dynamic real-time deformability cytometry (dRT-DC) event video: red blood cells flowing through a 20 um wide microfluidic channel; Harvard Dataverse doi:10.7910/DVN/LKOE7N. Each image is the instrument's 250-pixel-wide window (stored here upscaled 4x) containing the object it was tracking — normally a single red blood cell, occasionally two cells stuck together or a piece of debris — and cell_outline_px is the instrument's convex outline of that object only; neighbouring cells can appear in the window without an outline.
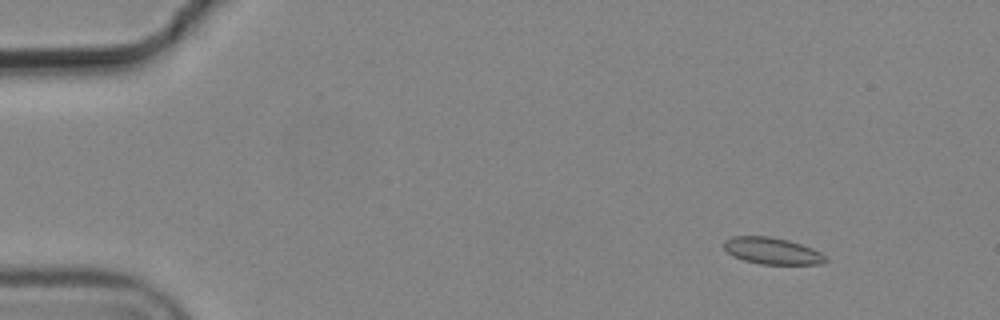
{"species": "common noctule bat (a hibernating species)", "species_latin": "Nyctalus noctula", "temperature_condition": "cold", "stored_images_in_passage": 5, "camera_frame_rate_fps": 3000, "um_per_image_px": 0.085, "animal": {"sex": "male", "body_mass_g": 19.2, "forearm_length_mm": 51.8}, "frame": {"image": 1, "passage_image": 2, "time_ms": 0.333, "image_size_px": [1000, 320], "cell_outline_px": [[828, 260], [820, 264], [760, 264], [744, 260], [732, 256], [724, 248], [724, 240], [732, 236], [772, 236], [788, 240], [812, 248], [828, 256]], "centroid_in_image_um": [65.64, 21.32], "position_along_channel_um": 19.4, "area_um2": 15.9}}
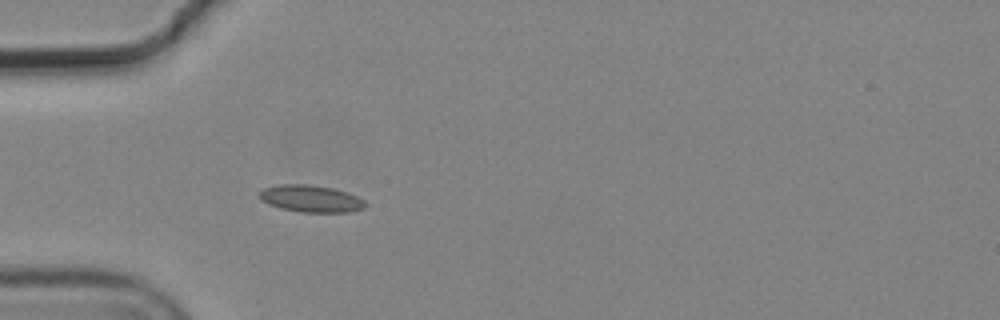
{"frame": {"image": 2, "passage_image": 5, "time_ms": 1.333, "image_size_px": [1000, 320], "cell_outline_px": [[368, 204], [364, 208], [348, 212], [300, 212], [280, 208], [268, 204], [260, 200], [260, 192], [264, 188], [280, 184], [308, 184], [332, 188], [356, 196], [364, 200]], "centroid_in_image_um": [26.41, 16.89], "position_along_channel_um": 58.6, "area_um2": 16.59}}